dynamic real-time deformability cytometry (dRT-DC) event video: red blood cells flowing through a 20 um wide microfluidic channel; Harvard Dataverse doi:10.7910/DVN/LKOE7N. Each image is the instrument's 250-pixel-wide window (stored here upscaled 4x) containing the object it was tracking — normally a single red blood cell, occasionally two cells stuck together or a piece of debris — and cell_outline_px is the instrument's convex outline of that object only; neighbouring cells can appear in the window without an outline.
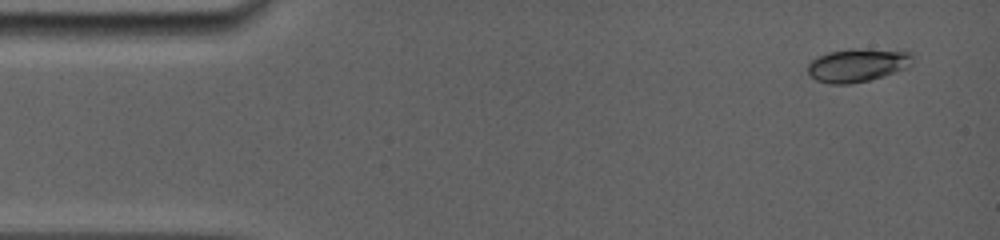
{"species": "common noctule bat (a hibernating species)", "species_latin": "Nyctalus noctula", "temperature_condition": "room temperature", "stored_images_in_passage": 13, "camera_frame_rate_fps": 5000, "um_per_image_px": 0.085, "animal": {"sex": "female", "body_mass_g": 19.0, "forearm_length_mm": 56.7}, "frame": {"image": 1, "passage_image": 1, "time_ms": 0.0, "image_size_px": [1000, 240], "cell_outline_px": [[912, 64], [908, 68], [868, 80], [852, 84], [828, 84], [816, 80], [808, 76], [808, 64], [816, 56], [828, 52], [852, 48], [904, 48], [912, 52]], "centroid_in_image_um": [72.94, 5.49], "position_along_channel_um": 12.1, "area_um2": 21.21}}
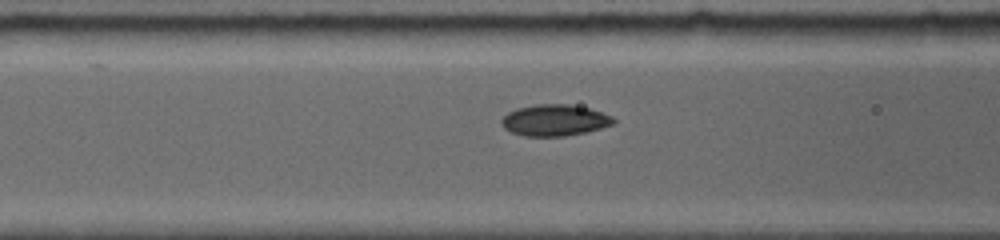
{"frame": {"image": 2, "passage_image": 8, "time_ms": 5.4, "image_size_px": [1000, 240], "cell_outline_px": [[616, 120], [612, 124], [588, 132], [564, 136], [524, 136], [512, 132], [504, 128], [500, 124], [500, 120], [508, 112], [516, 108], [536, 104], [568, 104], [588, 108], [612, 116]], "centroid_in_image_um": [47.11, 10.22], "position_along_channel_um": 119.5, "area_um2": 20.46}}
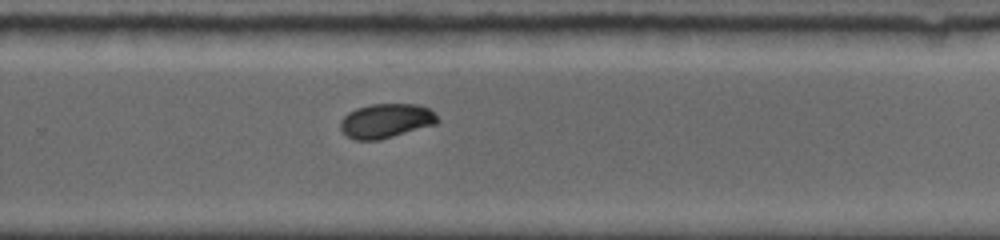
{"frame": {"image": 3, "passage_image": 13, "time_ms": 10.0, "image_size_px": [1000, 240], "cell_outline_px": [[440, 120], [436, 124], [380, 140], [356, 140], [348, 136], [340, 128], [340, 120], [348, 112], [356, 108], [372, 104], [416, 104], [428, 108]], "centroid_in_image_um": [32.8, 10.27], "position_along_channel_um": 297.0, "area_um2": 19.36}}